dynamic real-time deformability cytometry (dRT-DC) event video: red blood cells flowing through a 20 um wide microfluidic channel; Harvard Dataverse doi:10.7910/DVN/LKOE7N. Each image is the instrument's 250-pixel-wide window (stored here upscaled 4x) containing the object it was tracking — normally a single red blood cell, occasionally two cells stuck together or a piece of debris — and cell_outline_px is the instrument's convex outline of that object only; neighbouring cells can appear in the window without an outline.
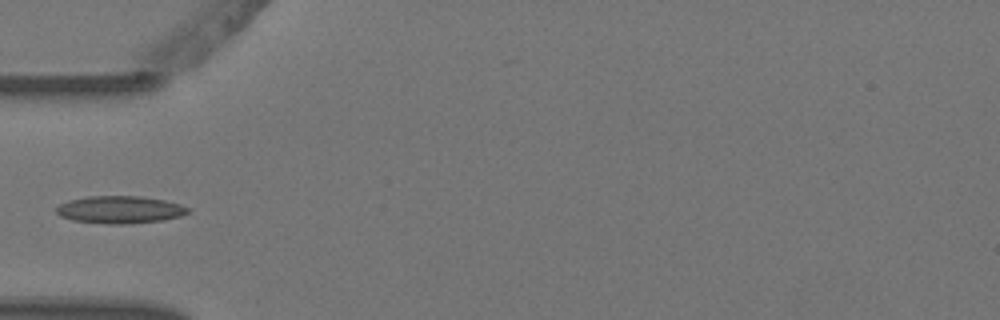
{"species": "Egyptian fruit bat (a non-hibernating species)", "species_latin": "Rousettus aegyptiacus", "temperature_condition": "warm", "stored_images_in_passage": 7, "camera_frame_rate_fps": 3000, "um_per_image_px": 0.085, "animal": {"sex": "female"}, "frame": {"image": 1, "passage_image": 6, "time_ms": 1.667, "image_size_px": [1000, 320], "cell_outline_px": [[188, 212], [180, 216], [160, 220], [124, 224], [104, 224], [72, 220], [60, 216], [56, 212], [56, 208], [60, 204], [68, 200], [88, 196], [140, 196], [164, 200], [180, 204], [188, 208]], "centroid_in_image_um": [10.14, 17.82], "position_along_channel_um": 74.9, "area_um2": 20.92}}